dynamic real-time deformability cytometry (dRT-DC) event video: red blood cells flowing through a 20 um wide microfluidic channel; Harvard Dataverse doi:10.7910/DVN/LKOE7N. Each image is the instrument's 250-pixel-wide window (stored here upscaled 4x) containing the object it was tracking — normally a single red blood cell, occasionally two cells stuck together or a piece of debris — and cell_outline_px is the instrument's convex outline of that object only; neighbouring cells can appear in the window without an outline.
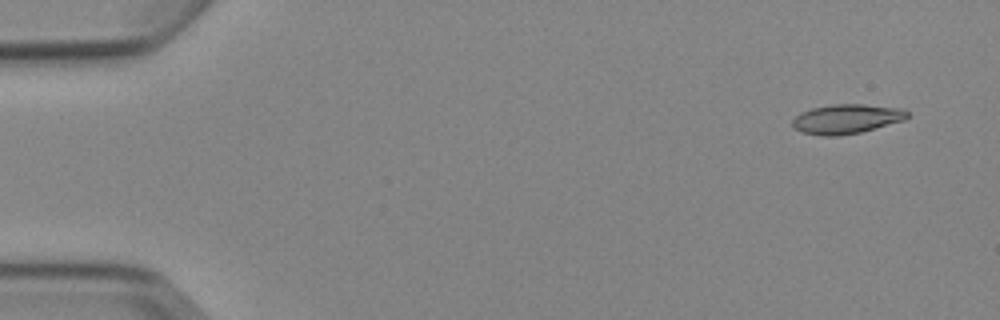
{"species": "Egyptian fruit bat (a non-hibernating species)", "species_latin": "Rousettus aegyptiacus", "temperature_condition": "cold", "stored_images_in_passage": 5, "camera_frame_rate_fps": 3000, "um_per_image_px": 0.085, "animal": {"sex": "female"}, "frame": {"image": 1, "passage_image": 2, "time_ms": 1.0, "image_size_px": [1000, 320], "cell_outline_px": [[908, 116], [904, 120], [876, 128], [860, 132], [840, 136], [820, 136], [800, 132], [792, 124], [792, 120], [800, 112], [812, 108], [832, 104], [864, 104], [904, 108], [908, 112]], "centroid_in_image_um": [71.95, 10.11], "position_along_channel_um": 13.0, "area_um2": 19.88}}
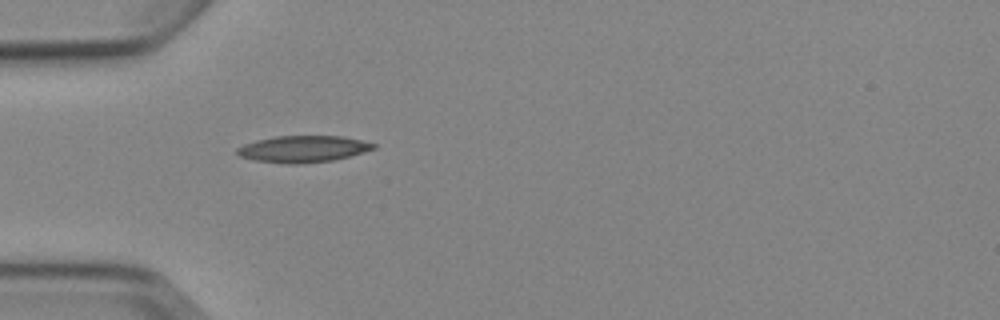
{"frame": {"image": 2, "passage_image": 5, "time_ms": 5.333, "image_size_px": [1000, 320], "cell_outline_px": [[376, 148], [364, 152], [332, 160], [296, 164], [284, 164], [252, 160], [240, 156], [236, 152], [236, 148], [244, 144], [256, 140], [276, 136], [344, 136], [376, 144]], "centroid_in_image_um": [25.72, 12.66], "position_along_channel_um": 59.3, "area_um2": 21.15}}